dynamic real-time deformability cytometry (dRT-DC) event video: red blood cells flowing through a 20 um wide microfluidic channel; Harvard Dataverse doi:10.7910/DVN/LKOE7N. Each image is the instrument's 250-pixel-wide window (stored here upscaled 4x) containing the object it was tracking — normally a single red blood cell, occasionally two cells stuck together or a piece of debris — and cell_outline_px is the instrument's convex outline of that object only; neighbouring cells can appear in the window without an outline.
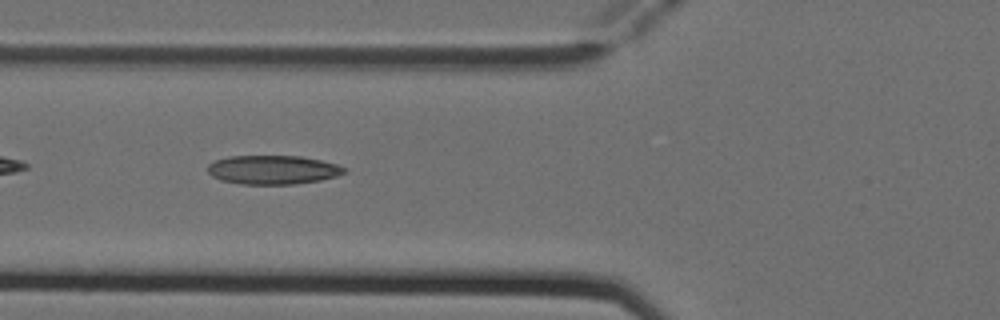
{"species": "Egyptian fruit bat (a non-hibernating species)", "species_latin": "Rousettus aegyptiacus", "temperature_condition": "cold", "stored_images_in_passage": 8, "camera_frame_rate_fps": 3000, "um_per_image_px": 0.085, "animal": {"sex": "female"}, "frame": {"image": 1, "passage_image": 5, "time_ms": 1.333, "image_size_px": [1000, 320], "cell_outline_px": [[348, 172], [336, 176], [320, 180], [296, 184], [240, 184], [220, 180], [212, 176], [208, 172], [208, 164], [216, 160], [228, 156], [300, 156], [320, 160], [336, 164], [348, 168]], "centroid_in_image_um": [23.21, 14.43], "position_along_channel_um": 102.6, "area_um2": 23.12}}
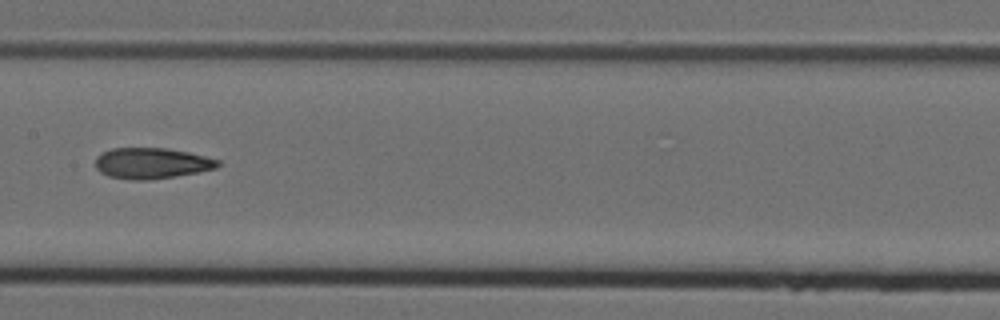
{"frame": {"image": 2, "passage_image": 7, "time_ms": 2.0, "image_size_px": [1000, 320], "cell_outline_px": [[220, 164], [216, 168], [196, 172], [148, 180], [132, 180], [108, 176], [100, 172], [96, 168], [96, 156], [112, 148], [168, 148], [188, 152], [220, 160]], "centroid_in_image_um": [12.87, 13.87], "position_along_channel_um": 194.5, "area_um2": 21.85}}
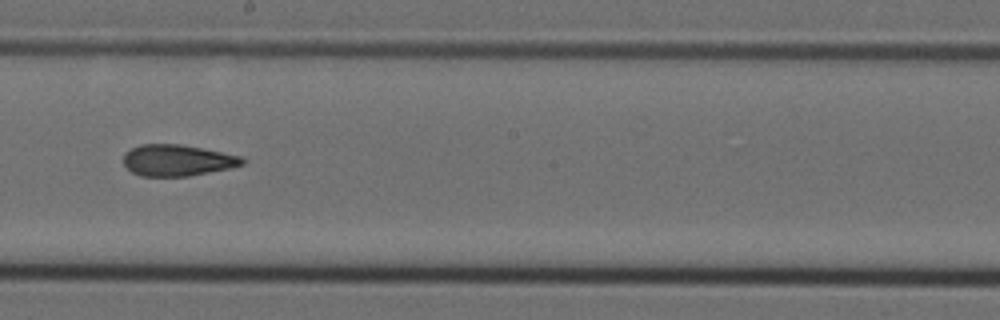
{"frame": {"image": 3, "passage_image": 8, "time_ms": 2.333, "image_size_px": [1000, 320], "cell_outline_px": [[248, 160], [244, 164], [228, 168], [188, 176], [140, 176], [132, 172], [124, 164], [124, 152], [140, 144], [180, 144], [240, 156]], "centroid_in_image_um": [15.05, 13.62], "position_along_channel_um": 233.1, "area_um2": 21.5}}